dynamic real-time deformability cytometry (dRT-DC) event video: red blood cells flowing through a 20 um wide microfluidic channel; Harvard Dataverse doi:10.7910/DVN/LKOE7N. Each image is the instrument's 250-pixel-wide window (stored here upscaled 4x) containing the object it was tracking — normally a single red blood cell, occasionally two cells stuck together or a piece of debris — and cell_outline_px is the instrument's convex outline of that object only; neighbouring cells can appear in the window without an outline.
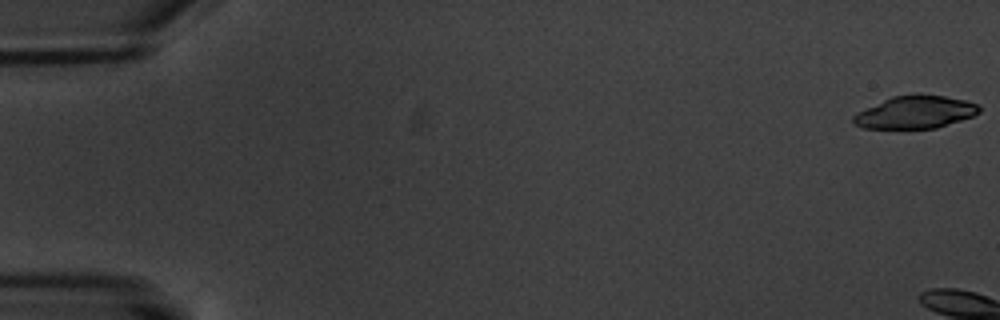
{"species": "common noctule bat (a hibernating species)", "species_latin": "Nyctalus noctula", "temperature_condition": "warm", "stored_images_in_passage": 4, "camera_frame_rate_fps": 3000, "um_per_image_px": 0.085, "animal": {"sex": "male", "body_mass_g": 20.1, "forearm_length_mm": 53.5}, "frame": {"image": 1, "passage_image": 1, "time_ms": 0.0, "image_size_px": [1000, 320], "cell_outline_px": [[980, 112], [972, 116], [936, 128], [864, 128], [856, 124], [852, 120], [852, 116], [856, 112], [892, 96], [916, 92], [944, 96], [964, 100], [980, 104]], "centroid_in_image_um": [77.8, 9.51], "position_along_channel_um": 7.2, "area_um2": 24.1}}